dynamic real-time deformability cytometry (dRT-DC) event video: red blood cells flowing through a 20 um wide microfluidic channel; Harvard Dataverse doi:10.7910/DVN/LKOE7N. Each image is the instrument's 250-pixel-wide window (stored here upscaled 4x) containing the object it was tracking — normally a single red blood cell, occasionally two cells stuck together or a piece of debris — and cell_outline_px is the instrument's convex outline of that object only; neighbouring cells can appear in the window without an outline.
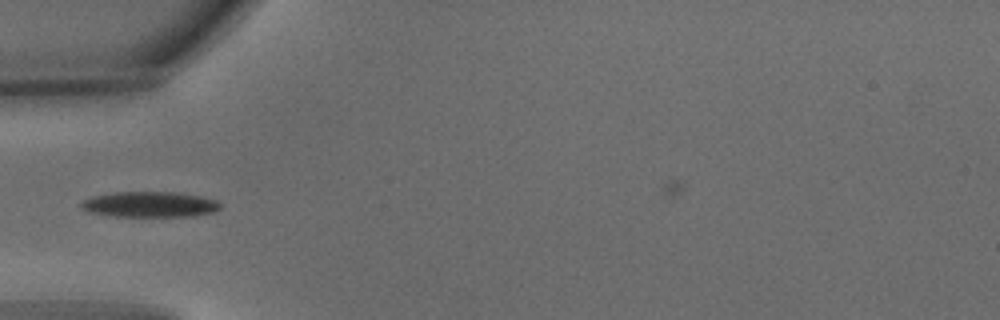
{"species": "common noctule bat (a hibernating species)", "species_latin": "Nyctalus noctula", "temperature_condition": "warm", "stored_images_in_passage": 5, "camera_frame_rate_fps": 3000, "um_per_image_px": 0.085, "animal": {"sex": "male", "body_mass_g": 15.6}, "frame": {"image": 1, "passage_image": 4, "time_ms": 1.0, "image_size_px": [1000, 320], "cell_outline_px": [[220, 208], [212, 212], [192, 216], [108, 216], [88, 212], [80, 208], [80, 204], [84, 200], [96, 196], [112, 192], [176, 192], [200, 196], [216, 200], [220, 204]], "centroid_in_image_um": [12.7, 17.38], "position_along_channel_um": 72.3, "area_um2": 20.63}}
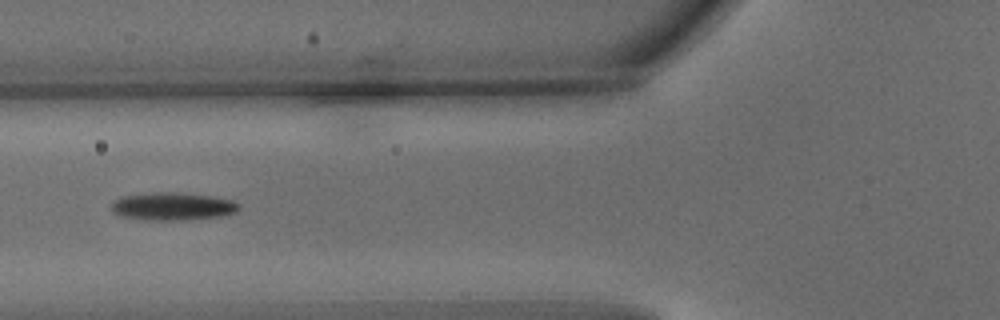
{"frame": {"image": 2, "passage_image": 5, "time_ms": 1.333, "image_size_px": [1000, 320], "cell_outline_px": [[240, 208], [236, 212], [220, 216], [184, 220], [144, 220], [124, 216], [112, 212], [112, 204], [120, 196], [156, 192], [172, 192], [212, 196], [232, 200], [240, 204]], "centroid_in_image_um": [14.69, 17.54], "position_along_channel_um": 111.1, "area_um2": 20.58}}